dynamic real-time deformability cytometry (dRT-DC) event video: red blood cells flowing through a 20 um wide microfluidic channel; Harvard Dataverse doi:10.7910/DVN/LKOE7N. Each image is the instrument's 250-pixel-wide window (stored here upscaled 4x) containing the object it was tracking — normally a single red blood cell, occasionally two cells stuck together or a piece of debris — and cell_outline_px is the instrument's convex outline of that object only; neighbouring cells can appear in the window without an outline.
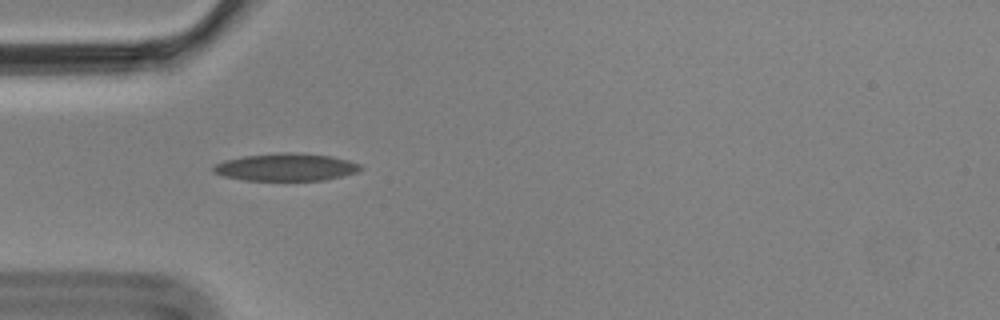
{"species": "Egyptian fruit bat (a non-hibernating species)", "species_latin": "Rousettus aegyptiacus", "temperature_condition": "cold", "stored_images_in_passage": 6, "camera_frame_rate_fps": 3000, "um_per_image_px": 0.085, "animal": {"sex": "male"}, "frame": {"image": 1, "passage_image": 5, "time_ms": 1.333, "image_size_px": [1000, 320], "cell_outline_px": [[364, 168], [356, 172], [324, 180], [244, 180], [224, 176], [212, 172], [212, 168], [216, 164], [224, 160], [244, 156], [280, 152], [296, 152], [332, 156], [348, 160], [360, 164]], "centroid_in_image_um": [24.31, 14.2], "position_along_channel_um": 60.7, "area_um2": 23.58}}